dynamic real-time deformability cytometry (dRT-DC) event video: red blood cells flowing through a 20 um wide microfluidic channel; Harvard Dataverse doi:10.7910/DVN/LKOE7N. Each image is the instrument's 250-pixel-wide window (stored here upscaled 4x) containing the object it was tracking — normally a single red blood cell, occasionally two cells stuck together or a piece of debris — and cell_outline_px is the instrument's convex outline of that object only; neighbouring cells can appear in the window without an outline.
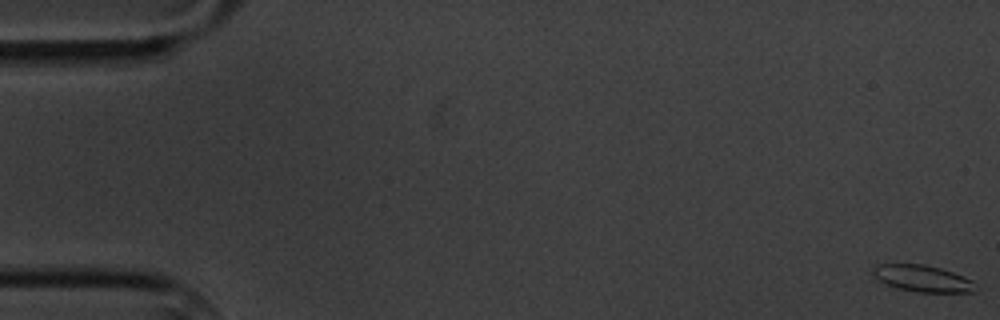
{"species": "common noctule bat (a hibernating species)", "species_latin": "Nyctalus noctula", "temperature_condition": "cold", "stored_images_in_passage": 6, "camera_frame_rate_fps": 3000, "um_per_image_px": 0.085, "animal": {"sex": "male", "body_mass_g": 20.1, "forearm_length_mm": 53.5}, "frame": {"image": 1, "passage_image": 1, "time_ms": 0.0, "image_size_px": [1000, 320], "cell_outline_px": [[972, 292], [916, 292], [896, 288], [880, 280], [872, 272], [876, 264], [924, 264], [940, 268], [964, 276], [972, 280]], "centroid_in_image_um": [78.38, 23.66], "position_along_channel_um": 6.6, "area_um2": 15.55}}
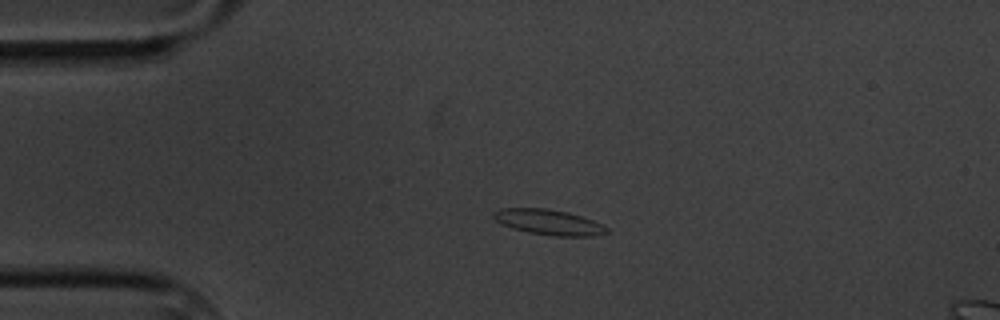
{"frame": {"image": 2, "passage_image": 4, "time_ms": 4.333, "image_size_px": [1000, 320], "cell_outline_px": [[608, 232], [596, 236], [552, 236], [528, 232], [512, 228], [496, 220], [492, 216], [492, 212], [500, 208], [544, 208], [568, 212], [592, 220], [608, 228]], "centroid_in_image_um": [46.63, 18.88], "position_along_channel_um": 38.4, "area_um2": 16.65}}